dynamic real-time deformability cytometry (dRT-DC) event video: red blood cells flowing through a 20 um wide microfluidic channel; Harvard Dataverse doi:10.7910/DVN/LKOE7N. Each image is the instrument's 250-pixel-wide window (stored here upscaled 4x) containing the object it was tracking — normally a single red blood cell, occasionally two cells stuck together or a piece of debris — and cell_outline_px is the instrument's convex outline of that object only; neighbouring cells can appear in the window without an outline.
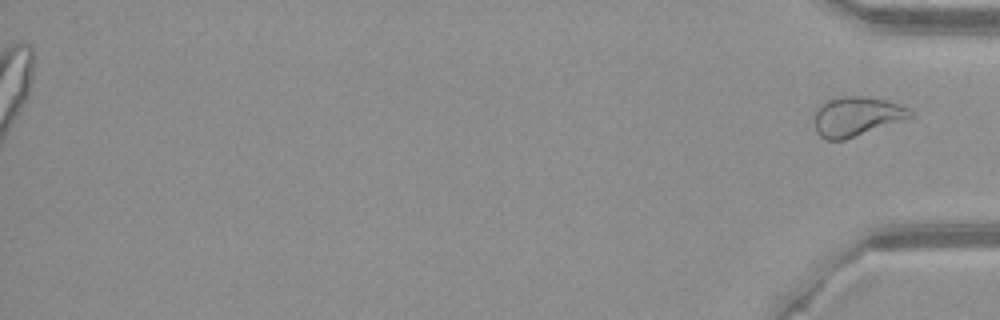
{"species": "common noctule bat (a hibernating species)", "species_latin": "Nyctalus noctula", "temperature_condition": "warm", "stored_images_in_passage": 52, "segment_of_instrument_passage": [2, 2], "camera_frame_rate_fps": 3000, "um_per_image_px": 0.085, "animal": {"sex": "female", "body_mass_g": 21.9}, "frame": {"image": 1, "passage_image": 52, "time_ms": 17.0, "image_size_px": [1000, 320], "cell_outline_px": [[912, 116], [844, 140], [824, 140], [816, 132], [816, 108], [820, 104], [828, 100], [844, 96], [864, 96], [884, 100], [908, 108], [912, 112]], "centroid_in_image_um": [72.75, 9.89], "position_along_channel_um": 362.5, "area_um2": 21.44}}